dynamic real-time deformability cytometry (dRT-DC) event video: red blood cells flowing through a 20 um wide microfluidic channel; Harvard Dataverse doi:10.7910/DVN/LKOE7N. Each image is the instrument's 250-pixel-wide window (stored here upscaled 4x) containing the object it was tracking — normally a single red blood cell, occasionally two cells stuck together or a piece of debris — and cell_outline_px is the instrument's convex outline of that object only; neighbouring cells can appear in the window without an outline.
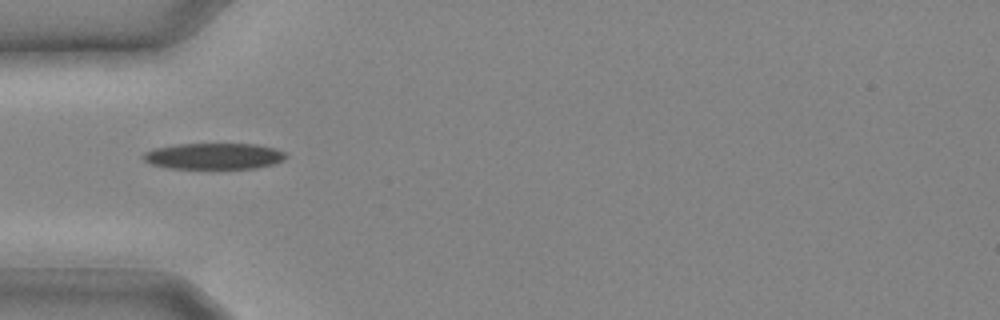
{"species": "common noctule bat (a hibernating species)", "species_latin": "Nyctalus noctula", "temperature_condition": "cold", "stored_images_in_passage": 4, "camera_frame_rate_fps": 3000, "um_per_image_px": 0.085, "animal": {"sex": "male", "body_mass_g": 20.4}, "frame": {"image": 1, "passage_image": 1, "time_ms": 0.0, "image_size_px": [1000, 320], "cell_outline_px": [[288, 156], [284, 160], [272, 164], [256, 168], [168, 168], [152, 164], [144, 160], [140, 156], [144, 152], [152, 148], [176, 144], [256, 144], [272, 148], [284, 152]], "centroid_in_image_um": [18.14, 13.26], "position_along_channel_um": 66.9, "area_um2": 21.73}}
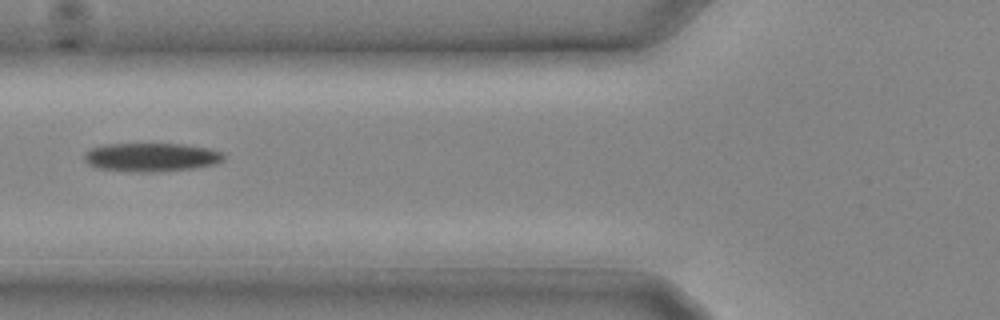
{"frame": {"image": 2, "passage_image": 3, "time_ms": 0.667, "image_size_px": [1000, 320], "cell_outline_px": [[224, 160], [216, 164], [192, 168], [148, 172], [96, 168], [88, 164], [84, 160], [84, 156], [92, 148], [104, 144], [184, 144], [208, 148], [220, 152], [224, 156]], "centroid_in_image_um": [12.86, 13.35], "position_along_channel_um": 112.9, "area_um2": 22.89}}